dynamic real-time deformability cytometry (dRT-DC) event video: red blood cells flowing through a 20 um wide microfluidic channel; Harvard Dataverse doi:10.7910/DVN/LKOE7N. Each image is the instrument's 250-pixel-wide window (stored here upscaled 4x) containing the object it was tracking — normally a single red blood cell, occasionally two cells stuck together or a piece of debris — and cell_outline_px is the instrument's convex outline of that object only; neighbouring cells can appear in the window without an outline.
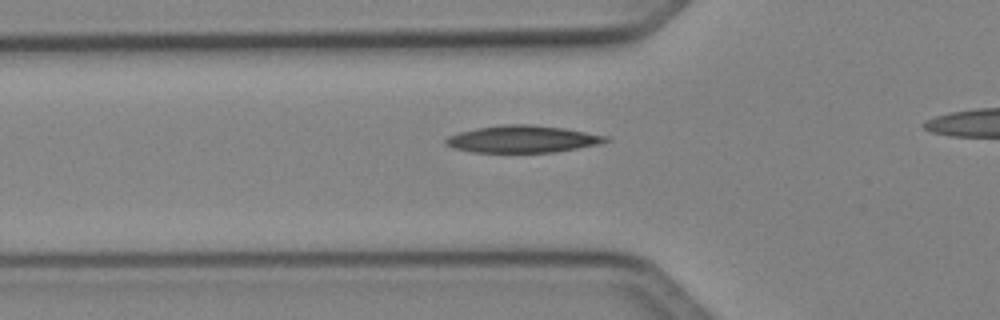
{"species": "Egyptian fruit bat (a non-hibernating species)", "species_latin": "Rousettus aegyptiacus", "temperature_condition": "cold", "stored_images_in_passage": 26, "camera_frame_rate_fps": 3000, "um_per_image_px": 0.085, "animal": {"sex": "female"}, "frame": {"image": 1, "passage_image": 2, "time_ms": 0.333, "image_size_px": [1000, 320], "cell_outline_px": [[612, 140], [600, 144], [556, 152], [472, 152], [456, 148], [444, 144], [444, 140], [448, 136], [460, 132], [476, 128], [500, 124], [528, 124], [564, 128], [608, 136]], "centroid_in_image_um": [44.44, 11.82], "position_along_channel_um": 81.4, "area_um2": 25.32}}
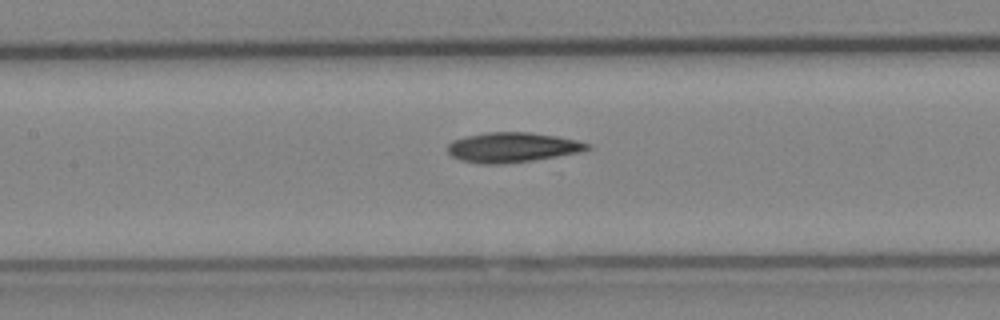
{"frame": {"image": 2, "passage_image": 8, "time_ms": 2.333, "image_size_px": [1000, 320], "cell_outline_px": [[592, 148], [580, 152], [532, 160], [504, 164], [480, 164], [460, 160], [452, 156], [448, 152], [448, 144], [452, 140], [464, 136], [484, 132], [528, 132], [556, 136], [576, 140], [592, 144]], "centroid_in_image_um": [43.53, 12.52], "position_along_channel_um": 163.9, "area_um2": 24.45}}
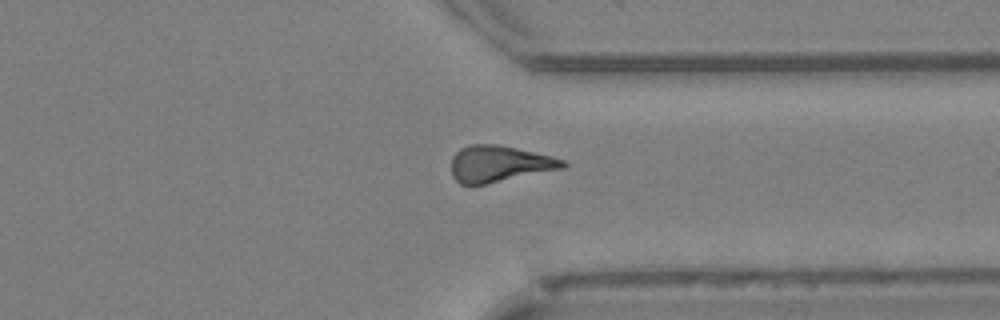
{"frame": {"image": 3, "passage_image": 23, "time_ms": 7.333, "image_size_px": [1000, 320], "cell_outline_px": [[568, 164], [564, 168], [484, 184], [460, 184], [452, 176], [452, 156], [460, 148], [468, 144], [500, 144], [552, 156], [564, 160]], "centroid_in_image_um": [42.43, 13.9], "position_along_channel_um": 369.0, "area_um2": 23.58}}